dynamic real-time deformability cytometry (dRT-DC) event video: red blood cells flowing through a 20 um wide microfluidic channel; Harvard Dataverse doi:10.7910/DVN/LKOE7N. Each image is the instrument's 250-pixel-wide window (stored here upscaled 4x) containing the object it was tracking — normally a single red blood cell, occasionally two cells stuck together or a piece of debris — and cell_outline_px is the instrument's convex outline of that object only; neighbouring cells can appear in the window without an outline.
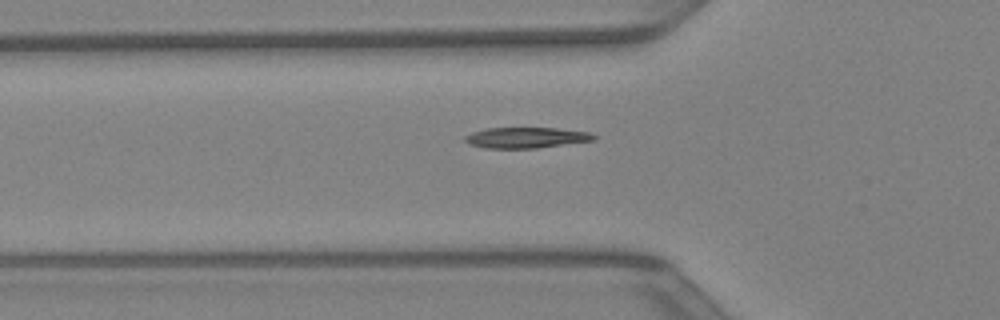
{"species": "Egyptian fruit bat (a non-hibernating species)", "species_latin": "Rousettus aegyptiacus", "temperature_condition": "warm", "stored_images_in_passage": 27, "camera_frame_rate_fps": 3000, "um_per_image_px": 0.085, "animal": {"sex": "female"}, "frame": {"image": 1, "passage_image": 2, "time_ms": 0.333, "image_size_px": [1000, 320], "cell_outline_px": [[596, 140], [536, 148], [484, 148], [468, 144], [464, 140], [464, 136], [472, 132], [488, 128], [556, 128], [588, 132], [596, 136]], "centroid_in_image_um": [44.69, 11.7], "position_along_channel_um": 81.1, "area_um2": 15.55}}
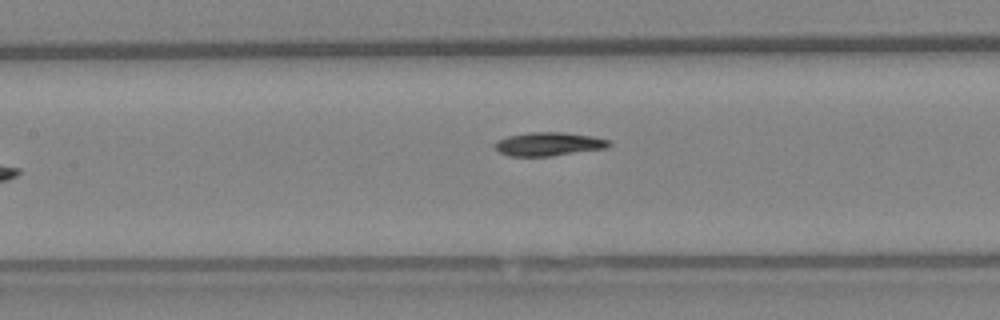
{"frame": {"image": 2, "passage_image": 7, "time_ms": 2.0, "image_size_px": [1000, 320], "cell_outline_px": [[612, 144], [604, 148], [552, 156], [508, 156], [500, 152], [496, 148], [496, 140], [508, 136], [532, 132], [564, 132], [592, 136], [608, 140]], "centroid_in_image_um": [46.63, 12.24], "position_along_channel_um": 160.8, "area_um2": 15.49}}
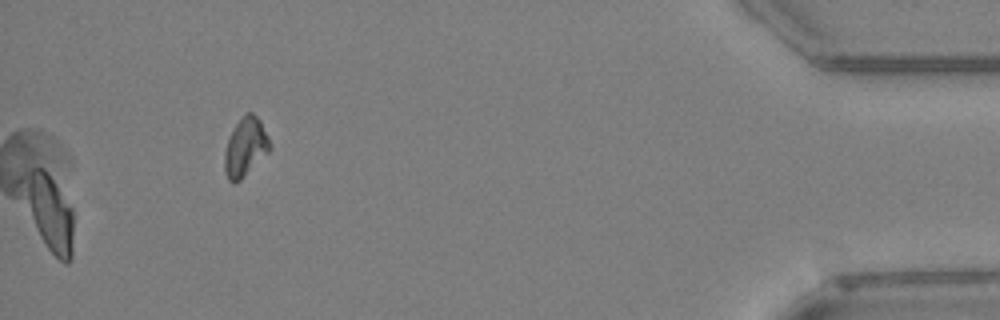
{"frame": {"image": 3, "passage_image": 27, "time_ms": 8.667, "image_size_px": [1000, 320], "cell_outline_px": [[268, 152], [240, 180], [228, 180], [224, 168], [224, 152], [228, 140], [236, 124], [248, 112], [252, 112], [260, 120], [268, 136]], "centroid_in_image_um": [20.84, 12.5], "position_along_channel_um": 414.4, "area_um2": 14.8}}